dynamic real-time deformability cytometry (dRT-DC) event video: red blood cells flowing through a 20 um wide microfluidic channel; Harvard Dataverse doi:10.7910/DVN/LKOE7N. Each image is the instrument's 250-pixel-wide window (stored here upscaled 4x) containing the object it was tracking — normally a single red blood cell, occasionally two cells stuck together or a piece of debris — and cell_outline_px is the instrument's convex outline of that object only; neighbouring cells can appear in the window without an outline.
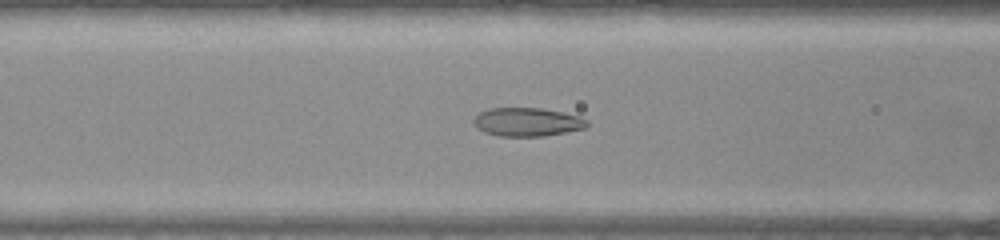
{"species": "common noctule bat (a hibernating species)", "species_latin": "Nyctalus noctula", "temperature_condition": "warm", "stored_images_in_passage": 41, "camera_frame_rate_fps": 3000, "um_per_image_px": 0.085, "animal": {"sex": "female", "body_mass_g": 22.0, "forearm_length_mm": 56.7}, "frame": {"image": 1, "passage_image": 10, "time_ms": 3.0, "image_size_px": [1000, 240], "cell_outline_px": [[588, 124], [584, 128], [544, 136], [496, 136], [484, 132], [476, 128], [472, 120], [480, 112], [488, 108], [540, 108], [564, 112], [580, 116], [588, 120]], "centroid_in_image_um": [44.79, 10.36], "position_along_channel_um": 121.8, "area_um2": 18.96}}
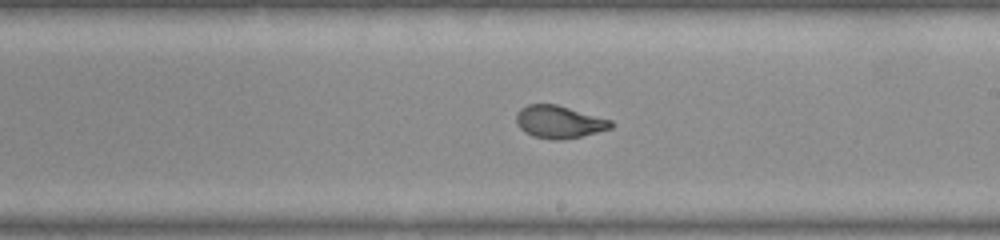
{"frame": {"image": 2, "passage_image": 19, "time_ms": 6.0, "image_size_px": [1000, 240], "cell_outline_px": [[612, 128], [580, 136], [560, 140], [552, 140], [532, 136], [524, 132], [516, 124], [516, 112], [520, 108], [528, 104], [556, 104], [612, 120]], "centroid_in_image_um": [47.48, 10.36], "position_along_channel_um": 241.5, "area_um2": 17.98}}
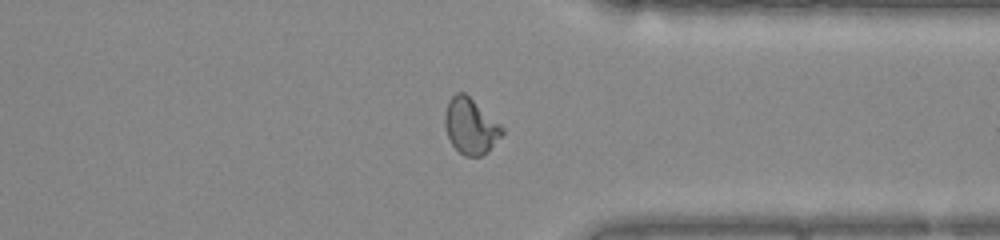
{"frame": {"image": 3, "passage_image": 29, "time_ms": 9.333, "image_size_px": [1000, 240], "cell_outline_px": [[504, 132], [488, 152], [480, 156], [464, 156], [452, 144], [448, 136], [444, 124], [444, 116], [448, 100], [456, 92], [464, 92], [500, 124], [504, 128]], "centroid_in_image_um": [39.99, 10.72], "position_along_channel_um": 371.4, "area_um2": 18.44}, "authors_computed_cell_mechanics": {"area_um2": 18.5538, "velocity_mm_per_s": 3.9973, "shape_relaxation_time_tau1_ms": null, "shape_relaxation_time_tau2_ms": 0.7187, "deformation_change_tau1": null, "deformation_change_tau2": 0.0628}}